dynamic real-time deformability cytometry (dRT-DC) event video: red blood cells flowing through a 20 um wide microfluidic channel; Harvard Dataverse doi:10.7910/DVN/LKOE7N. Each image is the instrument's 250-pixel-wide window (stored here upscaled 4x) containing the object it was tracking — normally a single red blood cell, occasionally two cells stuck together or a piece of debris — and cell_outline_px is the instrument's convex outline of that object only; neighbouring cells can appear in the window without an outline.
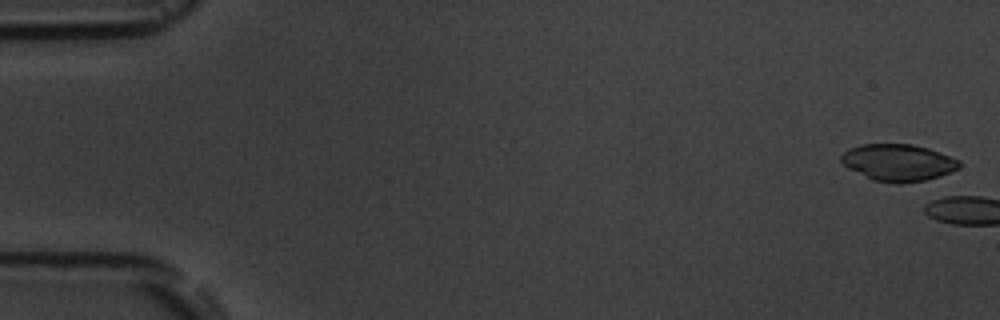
{"species": "common noctule bat (a hibernating species)", "species_latin": "Nyctalus noctula", "temperature_condition": "room temperature", "stored_images_in_passage": 16, "camera_frame_rate_fps": 3000, "um_per_image_px": 0.085, "animal": {"sex": "male", "body_mass_g": 19.5, "forearm_length_mm": 54.6}, "frame": {"image": 1, "passage_image": 1, "time_ms": 0.0, "image_size_px": [1000, 320], "cell_outline_px": [[960, 164], [956, 168], [940, 176], [924, 180], [900, 184], [896, 184], [872, 180], [848, 168], [840, 160], [840, 156], [848, 148], [860, 144], [912, 144], [928, 148], [960, 160]], "centroid_in_image_um": [76.3, 13.81], "position_along_channel_um": 8.7, "area_um2": 25.32}}
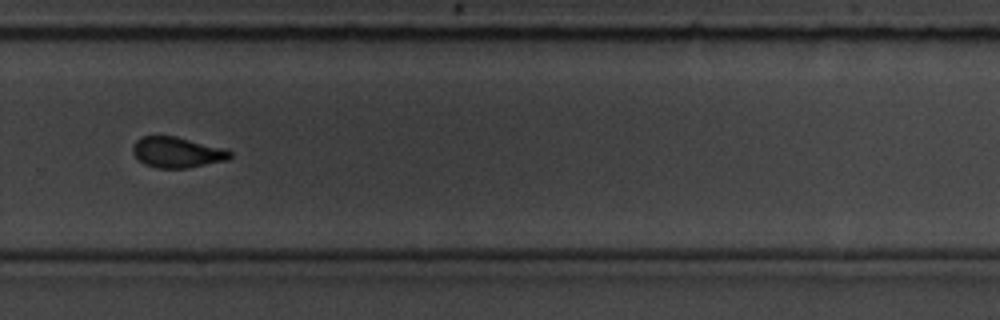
{"frame": {"image": 2, "passage_image": 12, "time_ms": 13.667, "image_size_px": [1000, 320], "cell_outline_px": [[232, 156], [228, 160], [188, 168], [156, 168], [144, 164], [132, 152], [132, 148], [136, 140], [140, 136], [176, 136], [228, 148], [232, 152]], "centroid_in_image_um": [15.1, 12.94], "position_along_channel_um": 314.7, "area_um2": 17.69}}
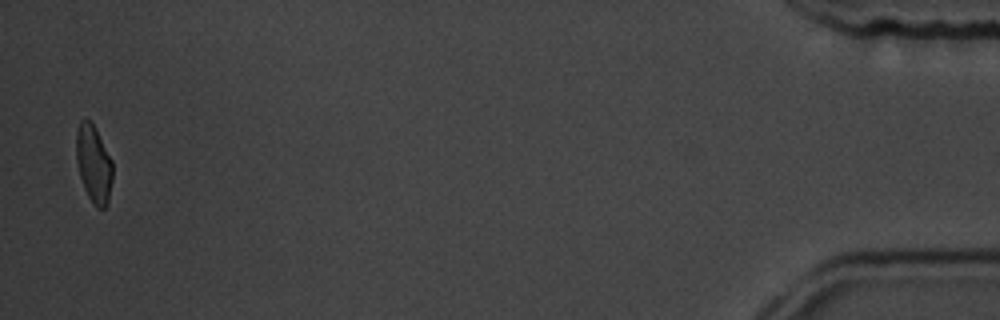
{"frame": {"image": 3, "passage_image": 16, "time_ms": 19.333, "image_size_px": [1000, 320], "cell_outline_px": [[112, 180], [108, 204], [104, 208], [96, 208], [88, 196], [84, 188], [80, 176], [76, 160], [76, 132], [80, 120], [88, 120], [92, 124], [112, 160]], "centroid_in_image_um": [7.96, 13.98], "position_along_channel_um": 427.2, "area_um2": 16.24}, "authors_computed_cell_mechanics": {"area_um2": 18.0914, "velocity_mm_per_s": 3.5956, "shape_relaxation_time_tau1_ms": null, "shape_relaxation_time_tau2_ms": 1.3928, "deformation_change_tau1": null, "deformation_change_tau2": 0.0732}}